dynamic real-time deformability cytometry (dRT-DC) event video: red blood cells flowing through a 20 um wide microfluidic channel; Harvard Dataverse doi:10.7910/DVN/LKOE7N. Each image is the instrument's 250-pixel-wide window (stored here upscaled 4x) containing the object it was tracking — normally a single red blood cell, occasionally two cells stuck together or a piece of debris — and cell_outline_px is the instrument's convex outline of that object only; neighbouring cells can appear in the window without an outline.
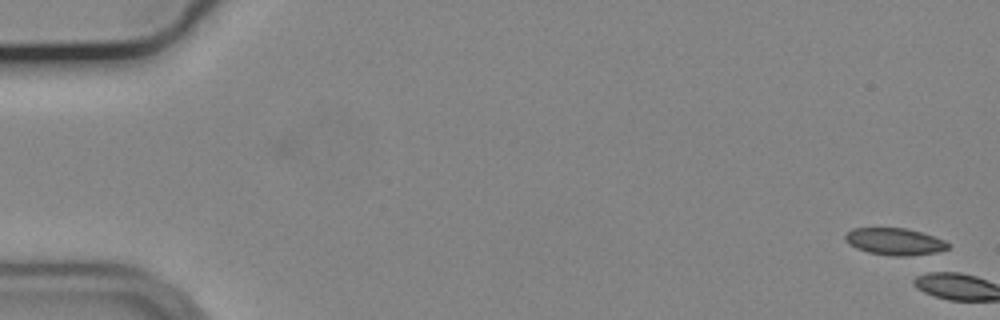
{"species": "common noctule bat (a hibernating species)", "species_latin": "Nyctalus noctula", "temperature_condition": "cold", "stored_images_in_passage": 3, "camera_frame_rate_fps": 3000, "um_per_image_px": 0.085, "animal": {"sex": "male", "body_mass_g": 19.2, "forearm_length_mm": 51.8}, "frame": {"image": 1, "passage_image": 1, "time_ms": 0.0, "image_size_px": [1000, 320], "cell_outline_px": [[948, 248], [928, 256], [892, 256], [868, 252], [856, 248], [848, 244], [844, 240], [844, 236], [852, 228], [904, 228], [920, 232], [944, 240], [948, 244]], "centroid_in_image_um": [76.05, 20.56], "position_along_channel_um": 9.0, "area_um2": 16.36}}